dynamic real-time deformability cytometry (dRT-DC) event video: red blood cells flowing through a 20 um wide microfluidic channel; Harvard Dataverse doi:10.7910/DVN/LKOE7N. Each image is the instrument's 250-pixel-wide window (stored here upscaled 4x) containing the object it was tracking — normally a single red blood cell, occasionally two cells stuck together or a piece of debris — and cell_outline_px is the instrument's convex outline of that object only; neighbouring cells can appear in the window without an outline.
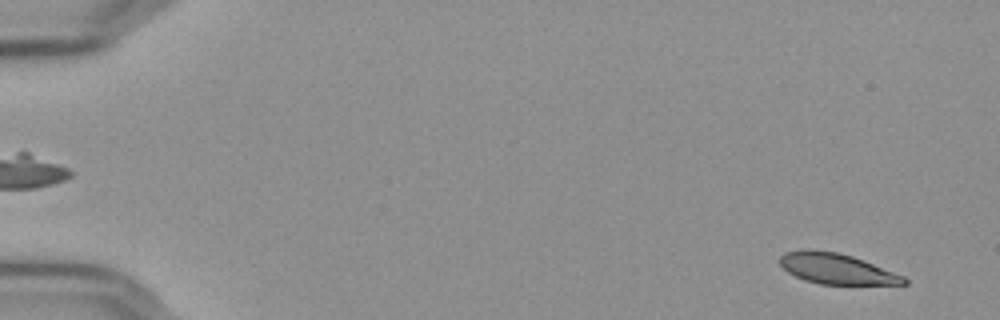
{"species": "Egyptian fruit bat (a non-hibernating species)", "species_latin": "Rousettus aegyptiacus", "temperature_condition": "cold", "stored_images_in_passage": 56, "camera_frame_rate_fps": 3000, "um_per_image_px": 0.085, "frame": {"image": 1, "passage_image": 3, "time_ms": 0.667, "image_size_px": [1000, 320], "cell_outline_px": [[908, 284], [820, 284], [804, 280], [788, 272], [780, 264], [780, 256], [784, 252], [804, 248], [808, 248], [836, 252], [852, 256], [864, 260], [904, 276], [908, 280]], "centroid_in_image_um": [71.08, 22.82], "position_along_channel_um": 13.9, "area_um2": 22.14}}
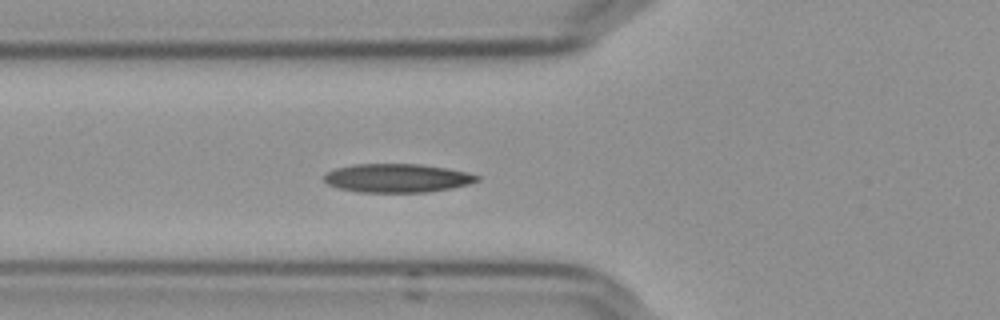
{"frame": {"image": 2, "passage_image": 21, "time_ms": 6.667, "image_size_px": [1000, 320], "cell_outline_px": [[480, 180], [468, 184], [452, 188], [428, 192], [360, 192], [336, 188], [328, 184], [324, 180], [324, 176], [328, 172], [336, 168], [352, 164], [420, 164], [444, 168], [464, 172], [480, 176]], "centroid_in_image_um": [33.73, 15.14], "position_along_channel_um": 92.1, "area_um2": 25.43}}
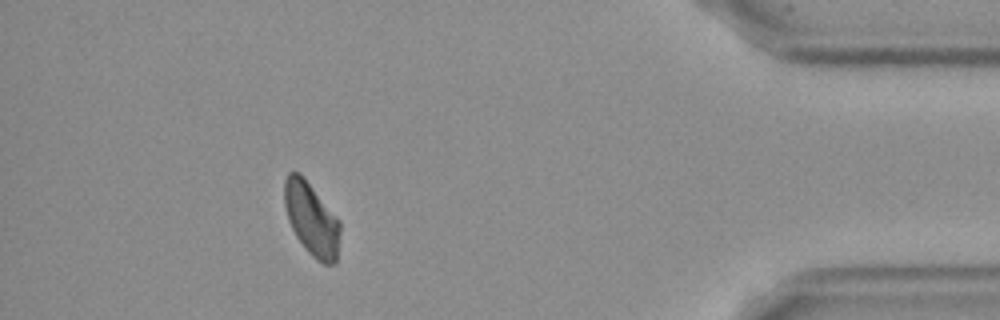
{"frame": {"image": 3, "passage_image": 51, "time_ms": 16.667, "image_size_px": [1000, 320], "cell_outline_px": [[340, 232], [336, 264], [324, 264], [316, 260], [308, 252], [296, 236], [288, 220], [284, 204], [284, 180], [288, 172], [300, 172], [340, 220]], "centroid_in_image_um": [26.48, 18.61], "position_along_channel_um": 408.7, "area_um2": 23.81}, "authors_computed_cell_mechanics": {"area_um2": 24.3916, "velocity_mm_per_s": 3.6128, "shape_relaxation_time_tau1_ms": 10.8796, "shape_relaxation_time_tau2_ms": 7.4261, "deformation_change_tau1": 0.19, "deformation_change_tau2": 0.1281}}